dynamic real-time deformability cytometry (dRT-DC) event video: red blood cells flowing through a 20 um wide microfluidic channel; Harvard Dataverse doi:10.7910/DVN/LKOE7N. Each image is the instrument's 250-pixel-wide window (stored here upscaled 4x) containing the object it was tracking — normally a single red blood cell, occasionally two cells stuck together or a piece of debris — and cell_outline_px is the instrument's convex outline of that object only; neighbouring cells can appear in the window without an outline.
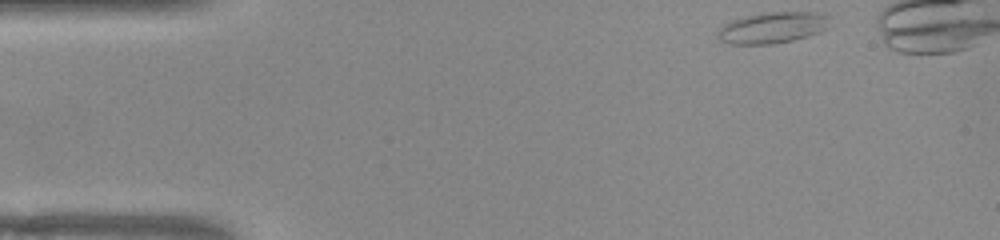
{"species": "common noctule bat (a hibernating species)", "species_latin": "Nyctalus noctula", "temperature_condition": "warm", "stored_images_in_passage": 38, "camera_frame_rate_fps": 3000, "um_per_image_px": 0.085, "animal": {"sex": "female", "body_mass_g": 22.0, "forearm_length_mm": 56.7}, "frame": {"image": 1, "passage_image": 1, "time_ms": 0.0, "image_size_px": [1000, 240], "cell_outline_px": [[832, 16], [828, 28], [820, 32], [808, 36], [792, 40], [772, 44], [728, 44], [720, 40], [716, 36], [716, 32], [728, 20], [744, 16], [764, 12], [820, 12]], "centroid_in_image_um": [65.67, 2.34], "position_along_channel_um": 19.3, "area_um2": 20.87}}
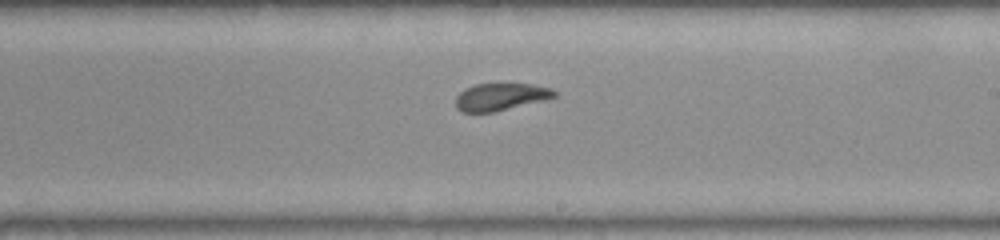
{"frame": {"image": 2, "passage_image": 25, "time_ms": 8.0, "image_size_px": [1000, 240], "cell_outline_px": [[556, 96], [544, 100], [492, 112], [464, 112], [456, 108], [456, 96], [460, 92], [476, 84], [532, 84], [552, 88], [556, 92]], "centroid_in_image_um": [42.56, 8.22], "position_along_channel_um": 246.4, "area_um2": 15.43}}
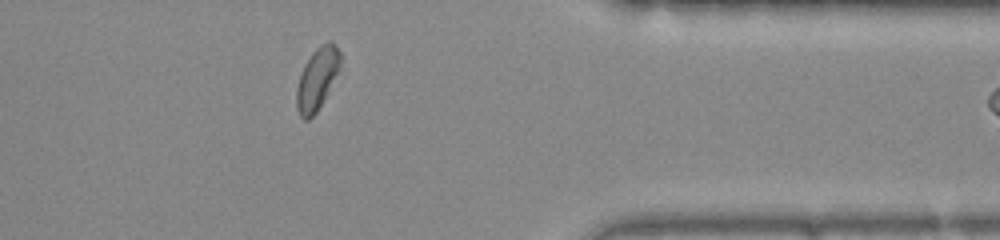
{"frame": {"image": 3, "passage_image": 37, "time_ms": 12.0, "image_size_px": [1000, 240], "cell_outline_px": [[340, 68], [316, 112], [308, 120], [304, 120], [300, 116], [296, 108], [296, 88], [304, 64], [312, 52], [320, 44], [328, 40], [332, 40], [336, 44], [340, 52]], "centroid_in_image_um": [26.94, 6.65], "position_along_channel_um": 384.5, "area_um2": 15.72}}